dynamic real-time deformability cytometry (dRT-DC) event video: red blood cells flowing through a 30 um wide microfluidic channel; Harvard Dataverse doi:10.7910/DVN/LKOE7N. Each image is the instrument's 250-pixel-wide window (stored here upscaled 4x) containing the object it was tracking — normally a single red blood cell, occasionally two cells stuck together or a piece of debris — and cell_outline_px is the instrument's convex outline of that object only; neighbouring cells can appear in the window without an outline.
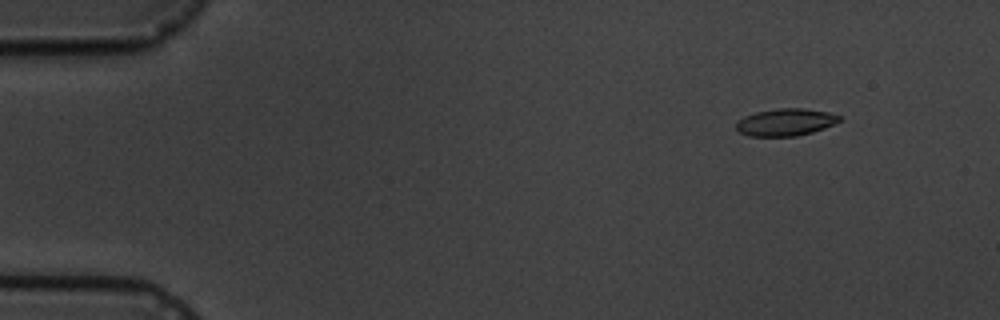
{"species": "common noctule bat (a hibernating species)", "species_latin": "Nyctalus noctula", "temperature_condition": "cold", "stored_images_in_passage": 4, "camera_frame_rate_fps": 3000, "um_per_image_px": 0.085, "animal": {"sex": "male", "body_mass_g": 19.5, "forearm_length_mm": 54.6}, "frame": {"image": 1, "passage_image": 1, "time_ms": 0.0, "image_size_px": [1000, 320], "cell_outline_px": [[840, 120], [836, 124], [812, 132], [796, 136], [748, 136], [740, 132], [736, 128], [736, 120], [744, 116], [756, 112], [780, 108], [804, 108], [828, 112], [840, 116]], "centroid_in_image_um": [66.76, 10.38], "position_along_channel_um": 18.2, "area_um2": 16.42}}
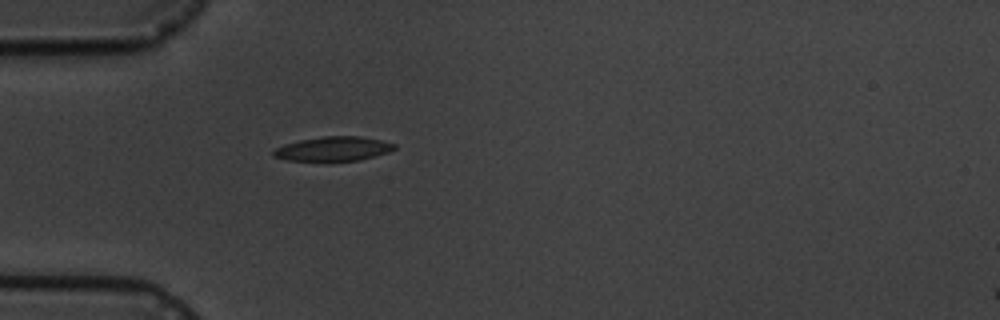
{"frame": {"image": 2, "passage_image": 4, "time_ms": 3.667, "image_size_px": [1000, 320], "cell_outline_px": [[396, 148], [388, 152], [360, 160], [288, 160], [272, 156], [272, 152], [276, 148], [284, 144], [300, 140], [324, 136], [360, 136], [380, 140], [396, 144]], "centroid_in_image_um": [28.33, 12.64], "position_along_channel_um": 56.7, "area_um2": 16.88}}